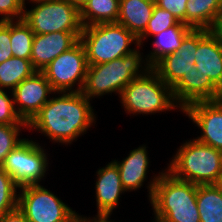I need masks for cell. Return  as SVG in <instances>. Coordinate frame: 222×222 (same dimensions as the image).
Listing matches in <instances>:
<instances>
[{
    "label": "cell",
    "instance_id": "obj_1",
    "mask_svg": "<svg viewBox=\"0 0 222 222\" xmlns=\"http://www.w3.org/2000/svg\"><path fill=\"white\" fill-rule=\"evenodd\" d=\"M28 123L54 142L71 144L96 121L90 99L82 92H57Z\"/></svg>",
    "mask_w": 222,
    "mask_h": 222
},
{
    "label": "cell",
    "instance_id": "obj_2",
    "mask_svg": "<svg viewBox=\"0 0 222 222\" xmlns=\"http://www.w3.org/2000/svg\"><path fill=\"white\" fill-rule=\"evenodd\" d=\"M150 180L149 201L156 222H200L196 196L197 184L175 178L162 171Z\"/></svg>",
    "mask_w": 222,
    "mask_h": 222
},
{
    "label": "cell",
    "instance_id": "obj_3",
    "mask_svg": "<svg viewBox=\"0 0 222 222\" xmlns=\"http://www.w3.org/2000/svg\"><path fill=\"white\" fill-rule=\"evenodd\" d=\"M141 54L139 48H135L131 53L110 62L88 65L82 93L89 99L112 92L118 93L120 97L133 79L143 76L150 69Z\"/></svg>",
    "mask_w": 222,
    "mask_h": 222
},
{
    "label": "cell",
    "instance_id": "obj_4",
    "mask_svg": "<svg viewBox=\"0 0 222 222\" xmlns=\"http://www.w3.org/2000/svg\"><path fill=\"white\" fill-rule=\"evenodd\" d=\"M172 158L166 170L182 181L215 184L222 173V151L196 139L183 143Z\"/></svg>",
    "mask_w": 222,
    "mask_h": 222
},
{
    "label": "cell",
    "instance_id": "obj_5",
    "mask_svg": "<svg viewBox=\"0 0 222 222\" xmlns=\"http://www.w3.org/2000/svg\"><path fill=\"white\" fill-rule=\"evenodd\" d=\"M80 41L85 47L87 64L98 65L110 62L131 53L139 47L138 38L117 22L99 23L83 27Z\"/></svg>",
    "mask_w": 222,
    "mask_h": 222
},
{
    "label": "cell",
    "instance_id": "obj_6",
    "mask_svg": "<svg viewBox=\"0 0 222 222\" xmlns=\"http://www.w3.org/2000/svg\"><path fill=\"white\" fill-rule=\"evenodd\" d=\"M119 98L125 111L133 115L155 114L180 108L174 100L172 88L152 68L143 76L133 79Z\"/></svg>",
    "mask_w": 222,
    "mask_h": 222
},
{
    "label": "cell",
    "instance_id": "obj_7",
    "mask_svg": "<svg viewBox=\"0 0 222 222\" xmlns=\"http://www.w3.org/2000/svg\"><path fill=\"white\" fill-rule=\"evenodd\" d=\"M35 7L27 11L23 20L34 34L53 32H82L80 11L66 0L32 1ZM38 4V5H37Z\"/></svg>",
    "mask_w": 222,
    "mask_h": 222
},
{
    "label": "cell",
    "instance_id": "obj_8",
    "mask_svg": "<svg viewBox=\"0 0 222 222\" xmlns=\"http://www.w3.org/2000/svg\"><path fill=\"white\" fill-rule=\"evenodd\" d=\"M17 208L28 222H74L76 212L40 184L19 188Z\"/></svg>",
    "mask_w": 222,
    "mask_h": 222
},
{
    "label": "cell",
    "instance_id": "obj_9",
    "mask_svg": "<svg viewBox=\"0 0 222 222\" xmlns=\"http://www.w3.org/2000/svg\"><path fill=\"white\" fill-rule=\"evenodd\" d=\"M87 67L86 50L79 40L69 50L57 56L42 72L56 93L82 92L86 81ZM75 84L78 87L73 89Z\"/></svg>",
    "mask_w": 222,
    "mask_h": 222
},
{
    "label": "cell",
    "instance_id": "obj_10",
    "mask_svg": "<svg viewBox=\"0 0 222 222\" xmlns=\"http://www.w3.org/2000/svg\"><path fill=\"white\" fill-rule=\"evenodd\" d=\"M47 153L39 143L28 138L10 151L2 168L19 186L39 184L48 166Z\"/></svg>",
    "mask_w": 222,
    "mask_h": 222
},
{
    "label": "cell",
    "instance_id": "obj_11",
    "mask_svg": "<svg viewBox=\"0 0 222 222\" xmlns=\"http://www.w3.org/2000/svg\"><path fill=\"white\" fill-rule=\"evenodd\" d=\"M11 92L17 114L27 123L50 100L48 95L56 93L42 71L24 79Z\"/></svg>",
    "mask_w": 222,
    "mask_h": 222
},
{
    "label": "cell",
    "instance_id": "obj_12",
    "mask_svg": "<svg viewBox=\"0 0 222 222\" xmlns=\"http://www.w3.org/2000/svg\"><path fill=\"white\" fill-rule=\"evenodd\" d=\"M200 130L198 142L222 151V99L196 101L183 110Z\"/></svg>",
    "mask_w": 222,
    "mask_h": 222
},
{
    "label": "cell",
    "instance_id": "obj_13",
    "mask_svg": "<svg viewBox=\"0 0 222 222\" xmlns=\"http://www.w3.org/2000/svg\"><path fill=\"white\" fill-rule=\"evenodd\" d=\"M172 93L180 110L196 101L222 99V91L195 66L172 87Z\"/></svg>",
    "mask_w": 222,
    "mask_h": 222
},
{
    "label": "cell",
    "instance_id": "obj_14",
    "mask_svg": "<svg viewBox=\"0 0 222 222\" xmlns=\"http://www.w3.org/2000/svg\"><path fill=\"white\" fill-rule=\"evenodd\" d=\"M195 67L222 91V44L208 29H197Z\"/></svg>",
    "mask_w": 222,
    "mask_h": 222
},
{
    "label": "cell",
    "instance_id": "obj_15",
    "mask_svg": "<svg viewBox=\"0 0 222 222\" xmlns=\"http://www.w3.org/2000/svg\"><path fill=\"white\" fill-rule=\"evenodd\" d=\"M82 32H53L35 34L30 61L37 71H42L57 56L73 47Z\"/></svg>",
    "mask_w": 222,
    "mask_h": 222
},
{
    "label": "cell",
    "instance_id": "obj_16",
    "mask_svg": "<svg viewBox=\"0 0 222 222\" xmlns=\"http://www.w3.org/2000/svg\"><path fill=\"white\" fill-rule=\"evenodd\" d=\"M97 214L111 215L118 207L119 197L126 190L123 188L118 167L114 161L98 169L95 185Z\"/></svg>",
    "mask_w": 222,
    "mask_h": 222
},
{
    "label": "cell",
    "instance_id": "obj_17",
    "mask_svg": "<svg viewBox=\"0 0 222 222\" xmlns=\"http://www.w3.org/2000/svg\"><path fill=\"white\" fill-rule=\"evenodd\" d=\"M148 158L146 146L142 145L131 150L121 162L114 160L119 170L122 186L126 192L138 190L143 185L149 168L150 161Z\"/></svg>",
    "mask_w": 222,
    "mask_h": 222
},
{
    "label": "cell",
    "instance_id": "obj_18",
    "mask_svg": "<svg viewBox=\"0 0 222 222\" xmlns=\"http://www.w3.org/2000/svg\"><path fill=\"white\" fill-rule=\"evenodd\" d=\"M155 0H120L117 23L139 38L152 17Z\"/></svg>",
    "mask_w": 222,
    "mask_h": 222
},
{
    "label": "cell",
    "instance_id": "obj_19",
    "mask_svg": "<svg viewBox=\"0 0 222 222\" xmlns=\"http://www.w3.org/2000/svg\"><path fill=\"white\" fill-rule=\"evenodd\" d=\"M192 29L189 25L179 21L175 26L154 35L156 40L152 43L153 51H150L145 58L149 67L153 68L162 58L178 51L184 37Z\"/></svg>",
    "mask_w": 222,
    "mask_h": 222
},
{
    "label": "cell",
    "instance_id": "obj_20",
    "mask_svg": "<svg viewBox=\"0 0 222 222\" xmlns=\"http://www.w3.org/2000/svg\"><path fill=\"white\" fill-rule=\"evenodd\" d=\"M222 14V0H188L185 24L193 29L212 30Z\"/></svg>",
    "mask_w": 222,
    "mask_h": 222
},
{
    "label": "cell",
    "instance_id": "obj_21",
    "mask_svg": "<svg viewBox=\"0 0 222 222\" xmlns=\"http://www.w3.org/2000/svg\"><path fill=\"white\" fill-rule=\"evenodd\" d=\"M196 202L200 222H222V193L215 184L198 185Z\"/></svg>",
    "mask_w": 222,
    "mask_h": 222
},
{
    "label": "cell",
    "instance_id": "obj_22",
    "mask_svg": "<svg viewBox=\"0 0 222 222\" xmlns=\"http://www.w3.org/2000/svg\"><path fill=\"white\" fill-rule=\"evenodd\" d=\"M120 0H89L80 11L83 27L117 22Z\"/></svg>",
    "mask_w": 222,
    "mask_h": 222
},
{
    "label": "cell",
    "instance_id": "obj_23",
    "mask_svg": "<svg viewBox=\"0 0 222 222\" xmlns=\"http://www.w3.org/2000/svg\"><path fill=\"white\" fill-rule=\"evenodd\" d=\"M36 71L30 59L11 57L0 64V89L12 91Z\"/></svg>",
    "mask_w": 222,
    "mask_h": 222
},
{
    "label": "cell",
    "instance_id": "obj_24",
    "mask_svg": "<svg viewBox=\"0 0 222 222\" xmlns=\"http://www.w3.org/2000/svg\"><path fill=\"white\" fill-rule=\"evenodd\" d=\"M195 66V59L182 58L176 53L162 58L152 69L171 88Z\"/></svg>",
    "mask_w": 222,
    "mask_h": 222
},
{
    "label": "cell",
    "instance_id": "obj_25",
    "mask_svg": "<svg viewBox=\"0 0 222 222\" xmlns=\"http://www.w3.org/2000/svg\"><path fill=\"white\" fill-rule=\"evenodd\" d=\"M34 35L23 19L10 21V44L13 57L30 59Z\"/></svg>",
    "mask_w": 222,
    "mask_h": 222
},
{
    "label": "cell",
    "instance_id": "obj_26",
    "mask_svg": "<svg viewBox=\"0 0 222 222\" xmlns=\"http://www.w3.org/2000/svg\"><path fill=\"white\" fill-rule=\"evenodd\" d=\"M178 22L179 20L171 12L155 5L145 32L138 38L139 48L142 47V40L144 41L149 36L159 34L163 30L175 26Z\"/></svg>",
    "mask_w": 222,
    "mask_h": 222
},
{
    "label": "cell",
    "instance_id": "obj_27",
    "mask_svg": "<svg viewBox=\"0 0 222 222\" xmlns=\"http://www.w3.org/2000/svg\"><path fill=\"white\" fill-rule=\"evenodd\" d=\"M17 188L20 187L12 177L0 166V217L17 208Z\"/></svg>",
    "mask_w": 222,
    "mask_h": 222
},
{
    "label": "cell",
    "instance_id": "obj_28",
    "mask_svg": "<svg viewBox=\"0 0 222 222\" xmlns=\"http://www.w3.org/2000/svg\"><path fill=\"white\" fill-rule=\"evenodd\" d=\"M21 127L28 128V124H0V166L6 155L25 140L18 138Z\"/></svg>",
    "mask_w": 222,
    "mask_h": 222
},
{
    "label": "cell",
    "instance_id": "obj_29",
    "mask_svg": "<svg viewBox=\"0 0 222 222\" xmlns=\"http://www.w3.org/2000/svg\"><path fill=\"white\" fill-rule=\"evenodd\" d=\"M11 94L8 97L7 91L0 89V124H28L17 114Z\"/></svg>",
    "mask_w": 222,
    "mask_h": 222
},
{
    "label": "cell",
    "instance_id": "obj_30",
    "mask_svg": "<svg viewBox=\"0 0 222 222\" xmlns=\"http://www.w3.org/2000/svg\"><path fill=\"white\" fill-rule=\"evenodd\" d=\"M26 0H0V21L23 19ZM16 17V18H15Z\"/></svg>",
    "mask_w": 222,
    "mask_h": 222
},
{
    "label": "cell",
    "instance_id": "obj_31",
    "mask_svg": "<svg viewBox=\"0 0 222 222\" xmlns=\"http://www.w3.org/2000/svg\"><path fill=\"white\" fill-rule=\"evenodd\" d=\"M187 1L188 0H155V5L171 12L179 21L185 23Z\"/></svg>",
    "mask_w": 222,
    "mask_h": 222
},
{
    "label": "cell",
    "instance_id": "obj_32",
    "mask_svg": "<svg viewBox=\"0 0 222 222\" xmlns=\"http://www.w3.org/2000/svg\"><path fill=\"white\" fill-rule=\"evenodd\" d=\"M11 57L10 21H0V64Z\"/></svg>",
    "mask_w": 222,
    "mask_h": 222
},
{
    "label": "cell",
    "instance_id": "obj_33",
    "mask_svg": "<svg viewBox=\"0 0 222 222\" xmlns=\"http://www.w3.org/2000/svg\"><path fill=\"white\" fill-rule=\"evenodd\" d=\"M197 49V29H192L183 39L181 46L176 55L186 58L195 59Z\"/></svg>",
    "mask_w": 222,
    "mask_h": 222
},
{
    "label": "cell",
    "instance_id": "obj_34",
    "mask_svg": "<svg viewBox=\"0 0 222 222\" xmlns=\"http://www.w3.org/2000/svg\"><path fill=\"white\" fill-rule=\"evenodd\" d=\"M0 222H28L24 214L16 208L0 217Z\"/></svg>",
    "mask_w": 222,
    "mask_h": 222
},
{
    "label": "cell",
    "instance_id": "obj_35",
    "mask_svg": "<svg viewBox=\"0 0 222 222\" xmlns=\"http://www.w3.org/2000/svg\"><path fill=\"white\" fill-rule=\"evenodd\" d=\"M111 215H105V214H97L93 219L82 217L79 214L76 213L75 221L74 222H112L109 221Z\"/></svg>",
    "mask_w": 222,
    "mask_h": 222
},
{
    "label": "cell",
    "instance_id": "obj_36",
    "mask_svg": "<svg viewBox=\"0 0 222 222\" xmlns=\"http://www.w3.org/2000/svg\"><path fill=\"white\" fill-rule=\"evenodd\" d=\"M211 31L219 38L222 44V16H219L214 28Z\"/></svg>",
    "mask_w": 222,
    "mask_h": 222
},
{
    "label": "cell",
    "instance_id": "obj_37",
    "mask_svg": "<svg viewBox=\"0 0 222 222\" xmlns=\"http://www.w3.org/2000/svg\"><path fill=\"white\" fill-rule=\"evenodd\" d=\"M66 1H68L71 5H73L79 11H81L89 0H66Z\"/></svg>",
    "mask_w": 222,
    "mask_h": 222
},
{
    "label": "cell",
    "instance_id": "obj_38",
    "mask_svg": "<svg viewBox=\"0 0 222 222\" xmlns=\"http://www.w3.org/2000/svg\"><path fill=\"white\" fill-rule=\"evenodd\" d=\"M215 186L220 190V192L222 193V173L221 175L218 177L217 182L215 183Z\"/></svg>",
    "mask_w": 222,
    "mask_h": 222
}]
</instances>
